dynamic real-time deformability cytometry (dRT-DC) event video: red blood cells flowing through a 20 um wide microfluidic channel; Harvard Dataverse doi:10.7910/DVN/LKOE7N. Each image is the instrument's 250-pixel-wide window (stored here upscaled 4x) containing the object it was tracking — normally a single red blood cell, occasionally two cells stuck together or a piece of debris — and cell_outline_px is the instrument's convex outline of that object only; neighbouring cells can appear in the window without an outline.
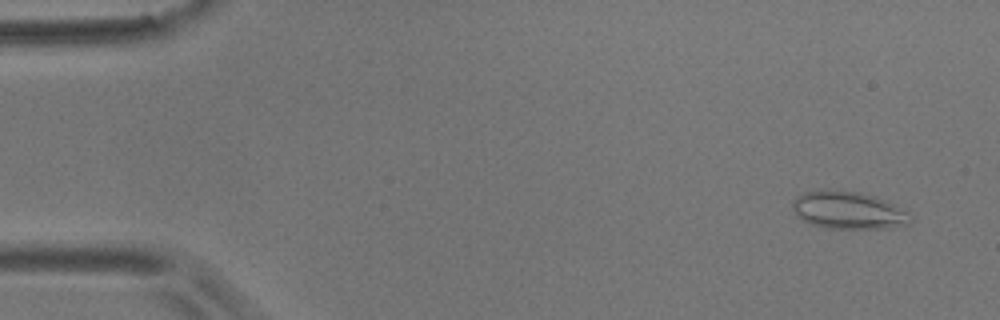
{"species": "common noctule bat (a hibernating species)", "species_latin": "Nyctalus noctula", "temperature_condition": "room temperature", "stored_images_in_passage": 5, "camera_frame_rate_fps": 3000, "um_per_image_px": 0.085, "animal": {"sex": "male", "body_mass_g": 17.9}, "frame": {"image": 1, "passage_image": 1, "time_ms": 0.0, "image_size_px": [1000, 320], "cell_outline_px": [[912, 224], [888, 228], [824, 228], [800, 220], [792, 208], [792, 200], [796, 196], [804, 192], [860, 192], [884, 200], [892, 204], [912, 216]], "centroid_in_image_um": [72.1, 17.92], "position_along_channel_um": 12.9, "area_um2": 25.2}}